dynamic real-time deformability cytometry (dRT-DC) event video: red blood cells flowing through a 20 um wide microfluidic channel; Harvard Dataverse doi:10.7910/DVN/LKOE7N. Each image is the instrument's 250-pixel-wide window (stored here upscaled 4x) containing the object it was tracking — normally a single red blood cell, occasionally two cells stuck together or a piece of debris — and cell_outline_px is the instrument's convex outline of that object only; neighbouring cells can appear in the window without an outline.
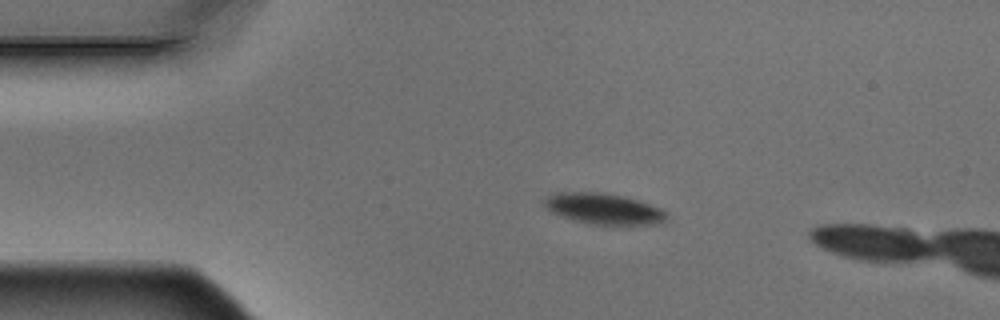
{"species": "Egyptian fruit bat (a non-hibernating species)", "species_latin": "Rousettus aegyptiacus", "temperature_condition": "warm", "stored_images_in_passage": 6, "camera_frame_rate_fps": 3000, "um_per_image_px": 0.085, "animal": {"sex": "male"}, "frame": {"image": 1, "passage_image": 4, "time_ms": 1.0, "image_size_px": [1000, 320], "cell_outline_px": [[668, 220], [660, 224], [592, 224], [576, 220], [552, 212], [544, 204], [544, 200], [548, 196], [556, 192], [604, 192], [624, 196], [660, 208], [668, 212]], "centroid_in_image_um": [51.37, 17.73], "position_along_channel_um": 33.6, "area_um2": 21.79}}